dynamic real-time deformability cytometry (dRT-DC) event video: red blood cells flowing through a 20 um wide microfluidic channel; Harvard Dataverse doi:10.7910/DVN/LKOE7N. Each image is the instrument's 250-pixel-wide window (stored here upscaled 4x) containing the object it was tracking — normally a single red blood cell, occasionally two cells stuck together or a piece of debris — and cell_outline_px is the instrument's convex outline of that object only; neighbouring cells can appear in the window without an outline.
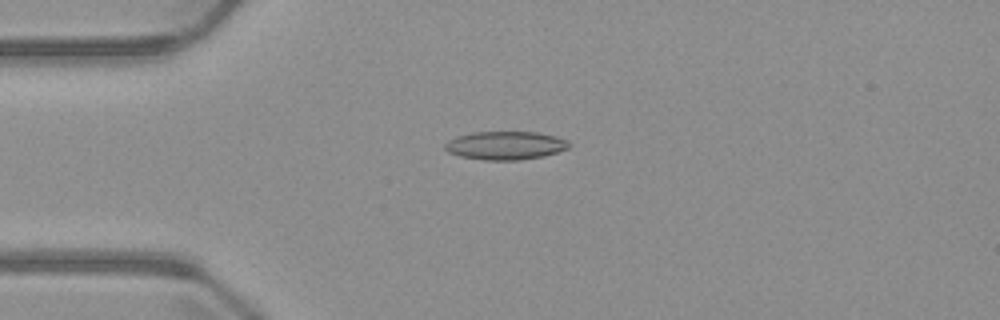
{"species": "common noctule bat (a hibernating species)", "species_latin": "Nyctalus noctula", "temperature_condition": "warm", "stored_images_in_passage": 5, "camera_frame_rate_fps": 3000, "um_per_image_px": 0.085, "animal": {"sex": "male", "body_mass_g": 23.1, "forearm_length_mm": 52.7}, "frame": {"image": 1, "passage_image": 3, "time_ms": 2.333, "image_size_px": [1000, 320], "cell_outline_px": [[572, 144], [568, 148], [544, 156], [520, 160], [484, 160], [460, 156], [448, 152], [444, 148], [444, 144], [448, 140], [456, 136], [472, 132], [536, 132], [556, 136], [568, 140]], "centroid_in_image_um": [42.96, 12.36], "position_along_channel_um": 42.0, "area_um2": 20.63}}
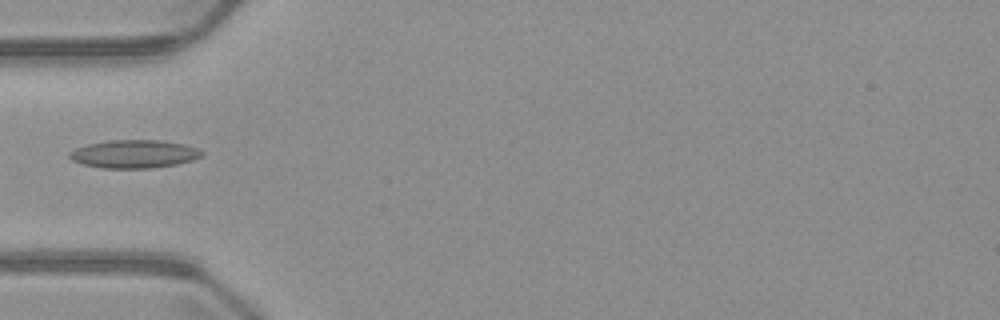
{"frame": {"image": 2, "passage_image": 4, "time_ms": 3.667, "image_size_px": [1000, 320], "cell_outline_px": [[204, 156], [192, 160], [176, 164], [152, 168], [100, 168], [84, 164], [72, 160], [68, 156], [68, 152], [76, 148], [88, 144], [108, 140], [160, 140], [184, 144], [200, 148], [204, 152]], "centroid_in_image_um": [11.43, 13.08], "position_along_channel_um": 73.6, "area_um2": 21.85}}
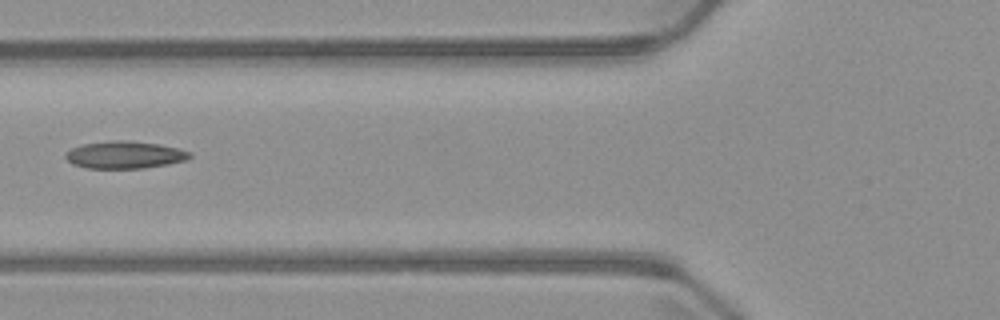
{"frame": {"image": 3, "passage_image": 5, "time_ms": 4.667, "image_size_px": [1000, 320], "cell_outline_px": [[192, 156], [184, 160], [168, 164], [144, 168], [88, 168], [72, 164], [64, 156], [64, 152], [72, 148], [84, 144], [112, 140], [128, 140], [160, 144], [192, 152]], "centroid_in_image_um": [10.59, 13.16], "position_along_channel_um": 115.2, "area_um2": 19.77}}